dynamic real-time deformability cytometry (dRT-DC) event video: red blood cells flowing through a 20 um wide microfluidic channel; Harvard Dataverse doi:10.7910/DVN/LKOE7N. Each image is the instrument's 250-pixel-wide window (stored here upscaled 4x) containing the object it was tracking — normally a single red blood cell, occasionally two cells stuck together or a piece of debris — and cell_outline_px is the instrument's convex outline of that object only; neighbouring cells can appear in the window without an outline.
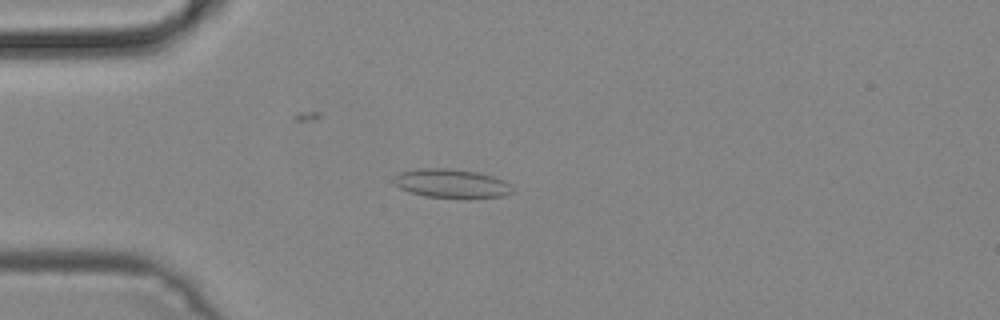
{"species": "common noctule bat (a hibernating species)", "species_latin": "Nyctalus noctula", "temperature_condition": "cold", "stored_images_in_passage": 48, "camera_frame_rate_fps": 3000, "um_per_image_px": 0.085, "animal": {"sex": "male", "body_mass_g": 19.2, "forearm_length_mm": 51.8}, "frame": {"image": 1, "passage_image": 12, "time_ms": 3.667, "image_size_px": [1000, 320], "cell_outline_px": [[512, 192], [504, 196], [424, 196], [408, 192], [400, 188], [392, 180], [400, 172], [416, 168], [448, 168], [476, 172], [492, 176], [504, 180], [508, 184]], "centroid_in_image_um": [38.29, 15.56], "position_along_channel_um": 46.7, "area_um2": 19.25}}
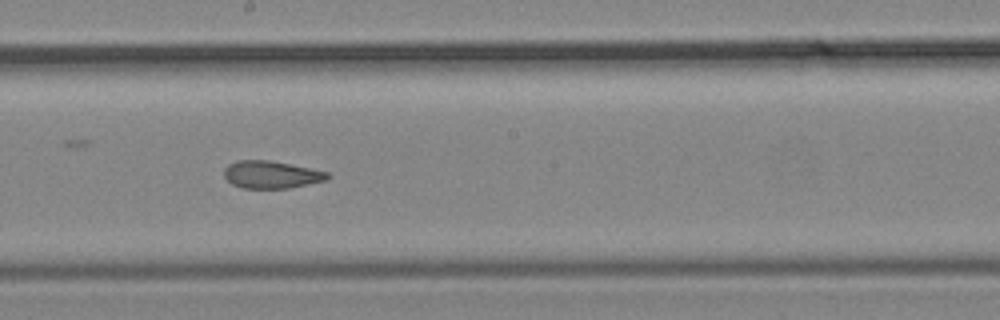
{"frame": {"image": 2, "passage_image": 26, "time_ms": 8.333, "image_size_px": [1000, 320], "cell_outline_px": [[332, 176], [324, 180], [288, 188], [244, 188], [232, 184], [224, 176], [224, 168], [228, 164], [236, 160], [268, 160], [328, 172]], "centroid_in_image_um": [23.01, 14.83], "position_along_channel_um": 225.2, "area_um2": 16.3}}
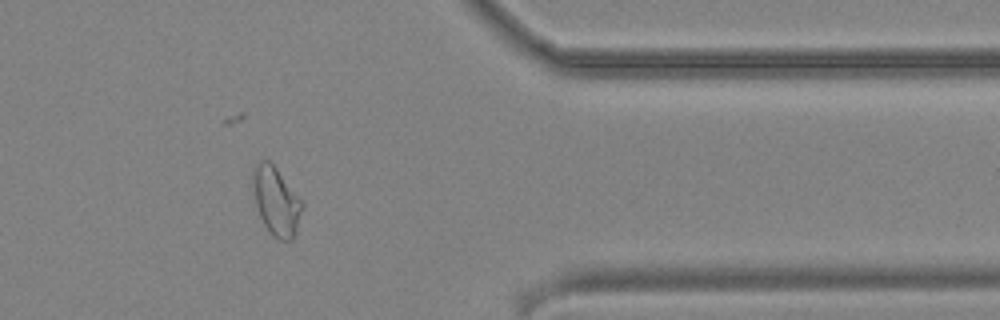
{"frame": {"image": 3, "passage_image": 39, "time_ms": 12.667, "image_size_px": [1000, 320], "cell_outline_px": [[304, 208], [296, 232], [292, 240], [280, 240], [264, 224], [260, 216], [256, 204], [252, 176], [252, 168], [260, 160], [268, 160], [276, 168], [304, 204]], "centroid_in_image_um": [23.49, 17.08], "position_along_channel_um": 387.9, "area_um2": 19.25}}